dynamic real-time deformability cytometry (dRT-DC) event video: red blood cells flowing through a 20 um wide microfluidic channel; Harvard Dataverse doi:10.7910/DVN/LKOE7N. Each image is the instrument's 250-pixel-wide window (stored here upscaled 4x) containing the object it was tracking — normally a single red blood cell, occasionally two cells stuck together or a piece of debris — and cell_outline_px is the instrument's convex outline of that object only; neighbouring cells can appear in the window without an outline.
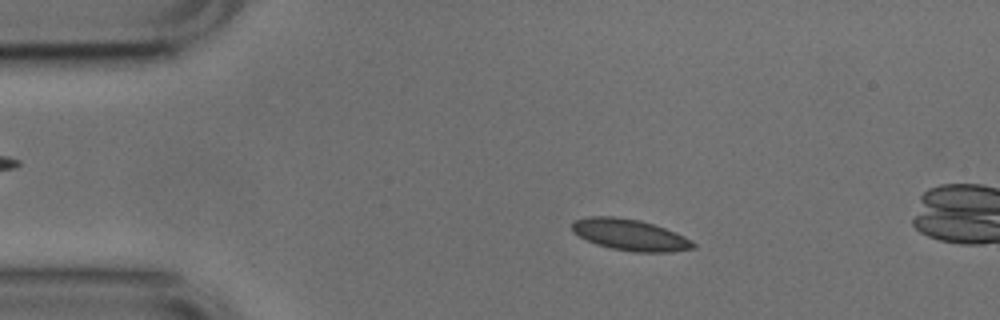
{"species": "common noctule bat (a hibernating species)", "species_latin": "Nyctalus noctula", "temperature_condition": "cold", "stored_images_in_passage": 14, "camera_frame_rate_fps": 3000, "um_per_image_px": 0.085, "animal": {"sex": "male", "body_mass_g": 17.9, "forearm_length_mm": 54.2}, "frame": {"image": 1, "passage_image": 8, "time_ms": 2.333, "image_size_px": [1000, 320], "cell_outline_px": [[696, 248], [672, 252], [632, 252], [612, 248], [596, 244], [572, 232], [572, 224], [576, 220], [588, 216], [612, 216], [640, 220], [676, 232], [692, 240], [696, 244]], "centroid_in_image_um": [53.58, 19.97], "position_along_channel_um": 31.4, "area_um2": 22.08}}